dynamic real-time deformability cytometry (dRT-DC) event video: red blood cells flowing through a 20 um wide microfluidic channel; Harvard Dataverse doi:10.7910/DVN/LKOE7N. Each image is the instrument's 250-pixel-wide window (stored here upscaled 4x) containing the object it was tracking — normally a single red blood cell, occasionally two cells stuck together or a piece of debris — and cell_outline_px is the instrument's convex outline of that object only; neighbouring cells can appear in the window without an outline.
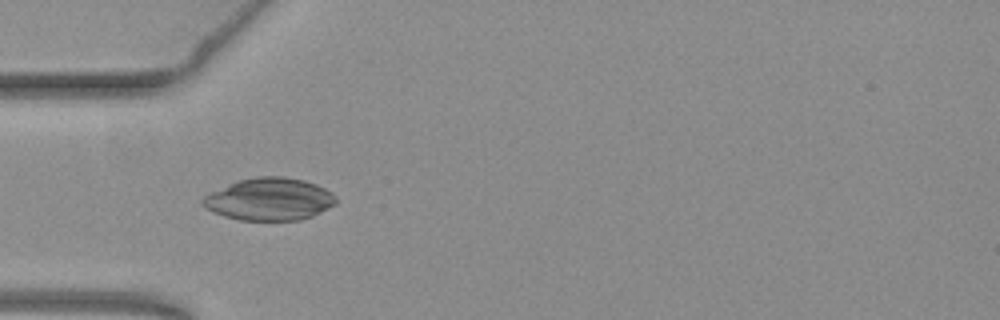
{"species": "common noctule bat (a hibernating species)", "species_latin": "Nyctalus noctula", "temperature_condition": "warm", "stored_images_in_passage": 16, "segment_of_instrument_passage": [1, 2], "camera_frame_rate_fps": 3000, "um_per_image_px": 0.085, "animal": {"sex": "female", "body_mass_g": 19.3, "forearm_length_mm": 54.1}, "frame": {"image": 1, "passage_image": 3, "time_ms": 0.667, "image_size_px": [1000, 320], "cell_outline_px": [[336, 204], [312, 216], [300, 220], [240, 220], [224, 216], [212, 212], [200, 204], [200, 200], [204, 196], [212, 192], [240, 180], [256, 176], [284, 176], [304, 180], [316, 184], [332, 192], [336, 196]], "centroid_in_image_um": [22.91, 16.93], "position_along_channel_um": 62.1, "area_um2": 32.89}}